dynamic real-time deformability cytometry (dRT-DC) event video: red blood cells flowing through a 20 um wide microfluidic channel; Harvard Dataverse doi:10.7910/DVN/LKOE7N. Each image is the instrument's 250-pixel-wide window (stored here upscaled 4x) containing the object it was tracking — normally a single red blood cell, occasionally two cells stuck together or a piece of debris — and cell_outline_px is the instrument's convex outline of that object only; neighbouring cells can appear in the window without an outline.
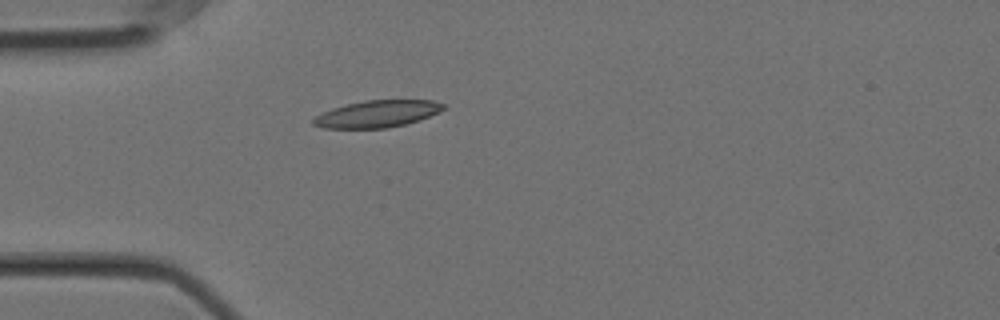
{"species": "Egyptian fruit bat (a non-hibernating species)", "species_latin": "Rousettus aegyptiacus", "temperature_condition": "cold", "stored_images_in_passage": 42, "camera_frame_rate_fps": 3000, "um_per_image_px": 0.085, "animal": {"sex": "female"}, "frame": {"image": 1, "passage_image": 1, "time_ms": 0.0, "image_size_px": [1000, 320], "cell_outline_px": [[444, 108], [420, 120], [408, 124], [384, 128], [324, 128], [312, 124], [312, 120], [316, 116], [332, 108], [364, 100], [432, 100], [444, 104]], "centroid_in_image_um": [32.05, 9.68], "position_along_channel_um": 53.0, "area_um2": 20.23}}
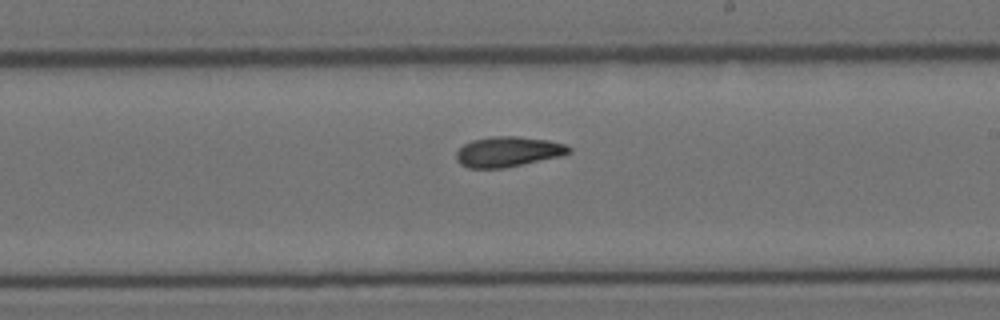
{"frame": {"image": 2, "passage_image": 18, "time_ms": 5.667, "image_size_px": [1000, 320], "cell_outline_px": [[572, 152], [564, 156], [504, 168], [468, 168], [460, 164], [456, 160], [456, 152], [464, 144], [472, 140], [496, 136], [516, 136], [548, 140], [564, 144], [572, 148]], "centroid_in_image_um": [43.21, 12.9], "position_along_channel_um": 245.8, "area_um2": 20.0}}
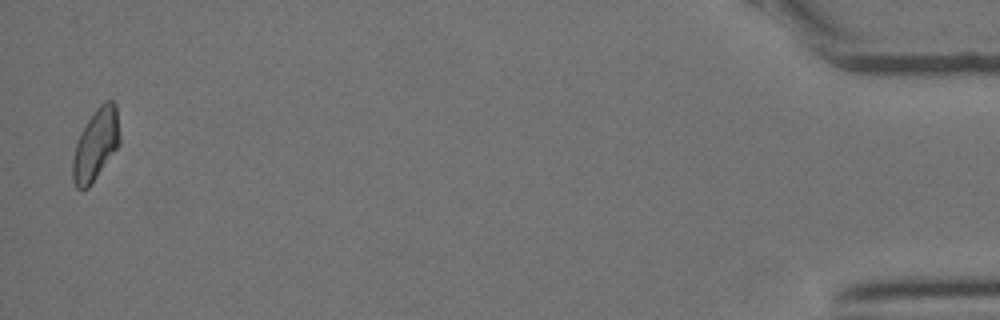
{"frame": {"image": 3, "passage_image": 41, "time_ms": 13.333, "image_size_px": [1000, 320], "cell_outline_px": [[120, 144], [88, 188], [76, 188], [72, 180], [72, 160], [76, 144], [80, 132], [96, 108], [104, 100], [112, 100], [116, 104], [120, 136]], "centroid_in_image_um": [8.14, 12.27], "position_along_channel_um": 427.1, "area_um2": 19.54}, "authors_computed_cell_mechanics": {"area_um2": 19.5364, "velocity_mm_per_s": 3.5407, "shape_relaxation_time_tau1_ms": null, "shape_relaxation_time_tau2_ms": 4.7175, "deformation_change_tau1": null, "deformation_change_tau2": 0.1107}}